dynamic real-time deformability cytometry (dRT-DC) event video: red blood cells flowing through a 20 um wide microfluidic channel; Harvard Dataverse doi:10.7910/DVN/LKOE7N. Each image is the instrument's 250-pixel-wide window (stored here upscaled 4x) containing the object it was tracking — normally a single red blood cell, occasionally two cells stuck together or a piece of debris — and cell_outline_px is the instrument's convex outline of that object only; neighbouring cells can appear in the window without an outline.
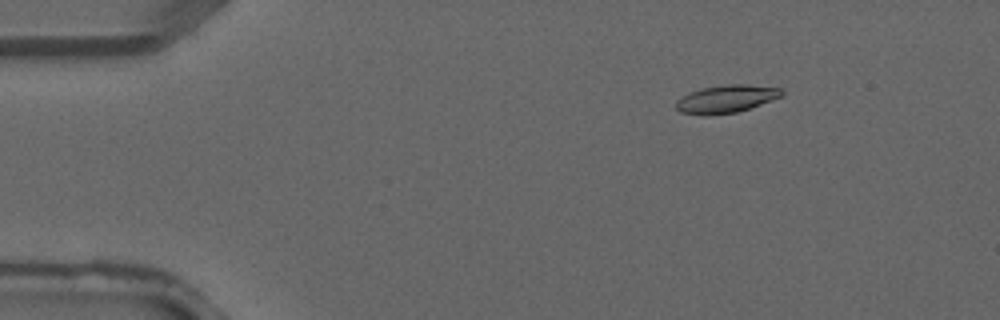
{"species": "common noctule bat (a hibernating species)", "species_latin": "Nyctalus noctula", "temperature_condition": "warm", "stored_images_in_passage": 4, "camera_frame_rate_fps": 3000, "um_per_image_px": 0.085, "animal": {"sex": "male", "forearm_length_mm": 52.5}, "frame": {"image": 1, "passage_image": 2, "time_ms": 0.333, "image_size_px": [1000, 320], "cell_outline_px": [[784, 96], [736, 112], [708, 116], [704, 116], [680, 112], [676, 108], [676, 100], [700, 88], [728, 84], [748, 84], [780, 88], [784, 92]], "centroid_in_image_um": [61.73, 8.41], "position_along_channel_um": 23.3, "area_um2": 17.11}}
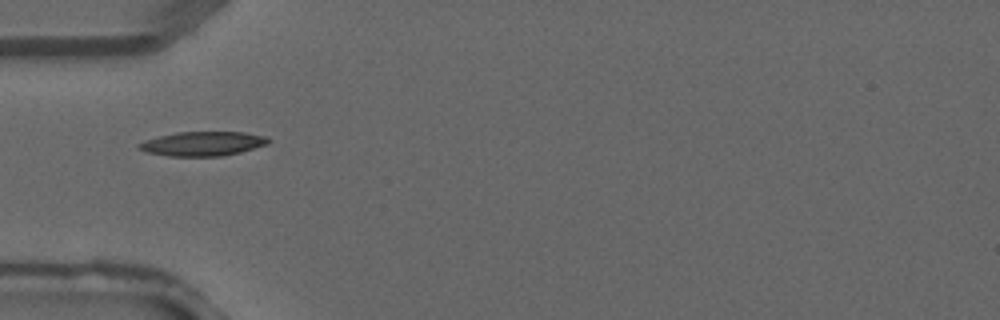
{"frame": {"image": 2, "passage_image": 4, "time_ms": 1.0, "image_size_px": [1000, 320], "cell_outline_px": [[272, 140], [268, 144], [240, 152], [220, 156], [168, 156], [144, 152], [136, 148], [136, 144], [160, 136], [176, 132], [244, 132], [268, 136]], "centroid_in_image_um": [17.24, 12.21], "position_along_channel_um": 67.8, "area_um2": 18.44}}